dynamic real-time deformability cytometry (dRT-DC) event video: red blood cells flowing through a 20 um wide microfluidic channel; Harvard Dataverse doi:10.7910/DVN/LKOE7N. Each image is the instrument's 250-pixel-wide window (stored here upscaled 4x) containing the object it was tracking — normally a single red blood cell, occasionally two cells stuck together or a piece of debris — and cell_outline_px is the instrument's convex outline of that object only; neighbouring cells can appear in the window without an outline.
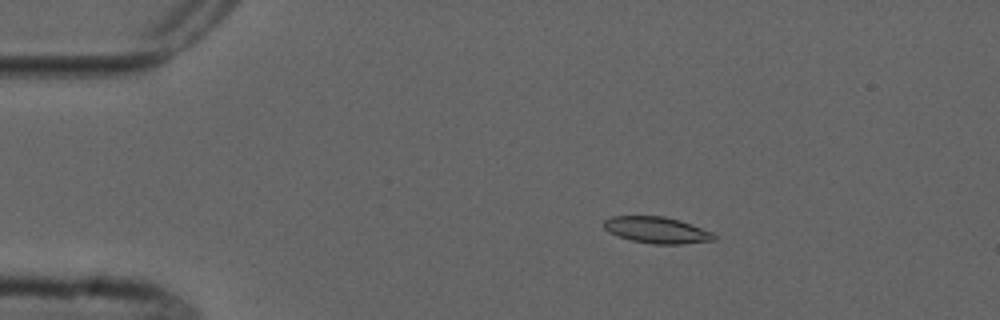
{"species": "common noctule bat (a hibernating species)", "species_latin": "Nyctalus noctula", "temperature_condition": "cold", "stored_images_in_passage": 5, "camera_frame_rate_fps": 3000, "um_per_image_px": 0.085, "animal": {"sex": "male", "forearm_length_mm": 52.5}, "frame": {"image": 1, "passage_image": 3, "time_ms": 2.333, "image_size_px": [1000, 320], "cell_outline_px": [[716, 240], [684, 244], [652, 244], [632, 240], [608, 232], [604, 228], [604, 220], [612, 216], [664, 216], [680, 220], [692, 224], [712, 232], [716, 236]], "centroid_in_image_um": [55.86, 19.55], "position_along_channel_um": 29.1, "area_um2": 16.99}}
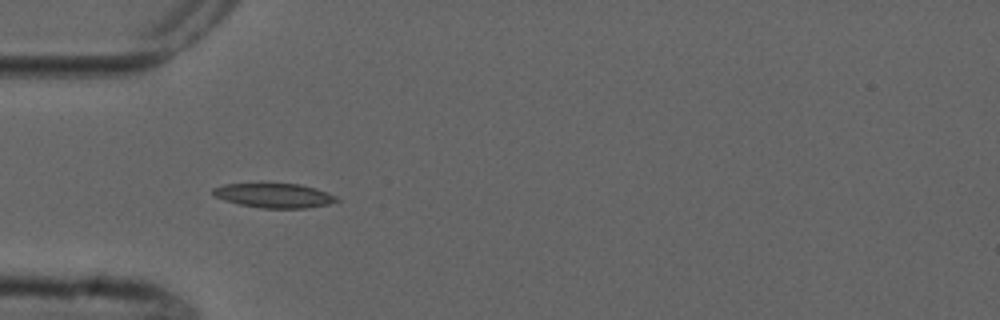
{"frame": {"image": 2, "passage_image": 5, "time_ms": 4.667, "image_size_px": [1000, 320], "cell_outline_px": [[340, 200], [328, 204], [308, 208], [260, 208], [240, 204], [224, 200], [216, 196], [212, 192], [212, 188], [224, 184], [300, 184], [316, 188], [328, 192], [336, 196]], "centroid_in_image_um": [23.33, 16.62], "position_along_channel_um": 61.7, "area_um2": 17.51}}